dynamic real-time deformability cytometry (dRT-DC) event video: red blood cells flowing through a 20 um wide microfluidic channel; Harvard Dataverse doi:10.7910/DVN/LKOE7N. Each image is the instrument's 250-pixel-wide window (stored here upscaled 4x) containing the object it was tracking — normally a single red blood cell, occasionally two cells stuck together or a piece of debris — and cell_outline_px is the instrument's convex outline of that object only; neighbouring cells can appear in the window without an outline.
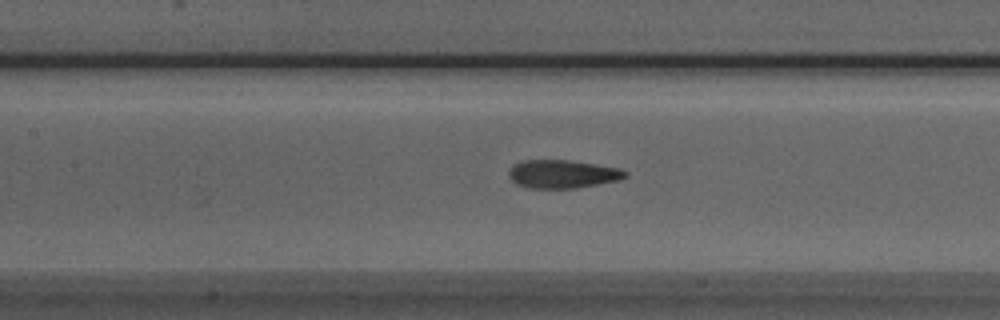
{"species": "Egyptian fruit bat (a non-hibernating species)", "species_latin": "Rousettus aegyptiacus", "temperature_condition": "room temperature", "stored_images_in_passage": 23, "camera_frame_rate_fps": 3000, "um_per_image_px": 0.085, "animal": {"sex": "male"}, "frame": {"image": 1, "passage_image": 9, "time_ms": 2.667, "image_size_px": [1000, 320], "cell_outline_px": [[628, 176], [620, 180], [576, 188], [528, 188], [516, 184], [508, 176], [508, 172], [512, 164], [524, 160], [568, 160], [620, 168], [628, 172]], "centroid_in_image_um": [47.81, 14.79], "position_along_channel_um": 159.6, "area_um2": 19.31}}
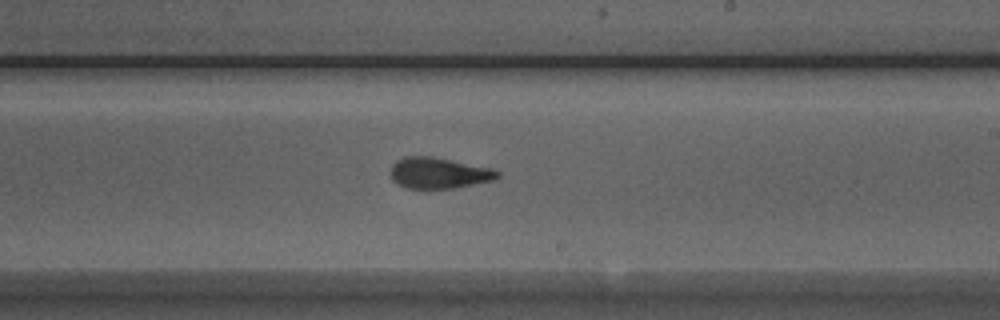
{"frame": {"image": 2, "passage_image": 16, "time_ms": 5.0, "image_size_px": [1000, 320], "cell_outline_px": [[500, 176], [492, 180], [452, 188], [408, 188], [396, 184], [392, 180], [392, 164], [396, 160], [404, 156], [432, 156], [492, 168], [500, 172]], "centroid_in_image_um": [37.27, 14.69], "position_along_channel_um": 251.7, "area_um2": 19.19}}
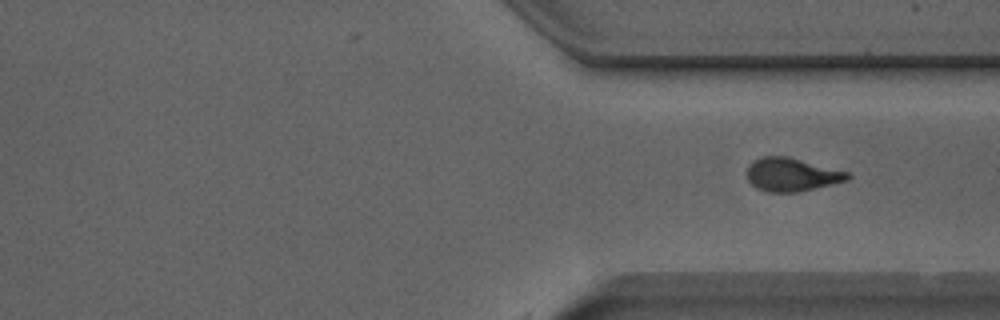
{"frame": {"image": 3, "passage_image": 23, "time_ms": 7.333, "image_size_px": [1000, 320], "cell_outline_px": [[852, 176], [848, 180], [800, 192], [768, 192], [756, 188], [748, 180], [748, 164], [764, 156], [784, 156], [848, 172]], "centroid_in_image_um": [67.29, 14.86], "position_along_channel_um": 344.1, "area_um2": 19.25}}